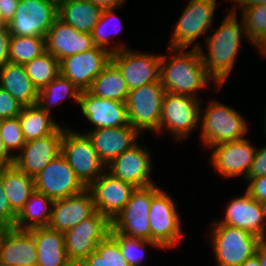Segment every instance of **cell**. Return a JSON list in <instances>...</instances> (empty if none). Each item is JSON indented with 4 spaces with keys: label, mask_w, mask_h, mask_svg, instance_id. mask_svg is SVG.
Segmentation results:
<instances>
[{
    "label": "cell",
    "mask_w": 266,
    "mask_h": 266,
    "mask_svg": "<svg viewBox=\"0 0 266 266\" xmlns=\"http://www.w3.org/2000/svg\"><path fill=\"white\" fill-rule=\"evenodd\" d=\"M236 10L234 6L231 7L214 34L207 37L208 55L202 51L199 43L192 46L193 49L199 50L206 72L218 89L223 86L225 80L229 78L228 75L233 71L242 40L241 35L244 34L243 36L247 38L242 18L240 23L237 20Z\"/></svg>",
    "instance_id": "obj_1"
},
{
    "label": "cell",
    "mask_w": 266,
    "mask_h": 266,
    "mask_svg": "<svg viewBox=\"0 0 266 266\" xmlns=\"http://www.w3.org/2000/svg\"><path fill=\"white\" fill-rule=\"evenodd\" d=\"M161 57L160 81L166 92L198 98L197 90L206 88L212 80L205 69L198 49H168ZM179 51V52H178ZM177 53V54H176ZM168 63V64H167Z\"/></svg>",
    "instance_id": "obj_2"
},
{
    "label": "cell",
    "mask_w": 266,
    "mask_h": 266,
    "mask_svg": "<svg viewBox=\"0 0 266 266\" xmlns=\"http://www.w3.org/2000/svg\"><path fill=\"white\" fill-rule=\"evenodd\" d=\"M200 111L201 140L207 148L245 138L246 120L235 109L219 101L208 102Z\"/></svg>",
    "instance_id": "obj_3"
},
{
    "label": "cell",
    "mask_w": 266,
    "mask_h": 266,
    "mask_svg": "<svg viewBox=\"0 0 266 266\" xmlns=\"http://www.w3.org/2000/svg\"><path fill=\"white\" fill-rule=\"evenodd\" d=\"M211 226V248L217 266H240L256 254L262 240L256 235L218 222L211 223Z\"/></svg>",
    "instance_id": "obj_4"
},
{
    "label": "cell",
    "mask_w": 266,
    "mask_h": 266,
    "mask_svg": "<svg viewBox=\"0 0 266 266\" xmlns=\"http://www.w3.org/2000/svg\"><path fill=\"white\" fill-rule=\"evenodd\" d=\"M61 154L86 188L108 170L85 132L80 134L65 127L61 142Z\"/></svg>",
    "instance_id": "obj_5"
},
{
    "label": "cell",
    "mask_w": 266,
    "mask_h": 266,
    "mask_svg": "<svg viewBox=\"0 0 266 266\" xmlns=\"http://www.w3.org/2000/svg\"><path fill=\"white\" fill-rule=\"evenodd\" d=\"M165 93L161 82L145 84L129 91L125 102L129 123L140 134L145 130L158 133Z\"/></svg>",
    "instance_id": "obj_6"
},
{
    "label": "cell",
    "mask_w": 266,
    "mask_h": 266,
    "mask_svg": "<svg viewBox=\"0 0 266 266\" xmlns=\"http://www.w3.org/2000/svg\"><path fill=\"white\" fill-rule=\"evenodd\" d=\"M160 190L156 184L136 188L123 210L111 222L110 232L151 241L149 221L151 200Z\"/></svg>",
    "instance_id": "obj_7"
},
{
    "label": "cell",
    "mask_w": 266,
    "mask_h": 266,
    "mask_svg": "<svg viewBox=\"0 0 266 266\" xmlns=\"http://www.w3.org/2000/svg\"><path fill=\"white\" fill-rule=\"evenodd\" d=\"M57 18L58 6L54 0H19L7 27L11 36L46 37Z\"/></svg>",
    "instance_id": "obj_8"
},
{
    "label": "cell",
    "mask_w": 266,
    "mask_h": 266,
    "mask_svg": "<svg viewBox=\"0 0 266 266\" xmlns=\"http://www.w3.org/2000/svg\"><path fill=\"white\" fill-rule=\"evenodd\" d=\"M200 98L165 93L158 132L170 131L177 139H185L200 124Z\"/></svg>",
    "instance_id": "obj_9"
},
{
    "label": "cell",
    "mask_w": 266,
    "mask_h": 266,
    "mask_svg": "<svg viewBox=\"0 0 266 266\" xmlns=\"http://www.w3.org/2000/svg\"><path fill=\"white\" fill-rule=\"evenodd\" d=\"M111 227V221L96 211L89 218L65 231L64 243L70 261L83 262L110 234Z\"/></svg>",
    "instance_id": "obj_10"
},
{
    "label": "cell",
    "mask_w": 266,
    "mask_h": 266,
    "mask_svg": "<svg viewBox=\"0 0 266 266\" xmlns=\"http://www.w3.org/2000/svg\"><path fill=\"white\" fill-rule=\"evenodd\" d=\"M216 5V0H189L175 25L168 47L188 49L193 41L211 28Z\"/></svg>",
    "instance_id": "obj_11"
},
{
    "label": "cell",
    "mask_w": 266,
    "mask_h": 266,
    "mask_svg": "<svg viewBox=\"0 0 266 266\" xmlns=\"http://www.w3.org/2000/svg\"><path fill=\"white\" fill-rule=\"evenodd\" d=\"M177 203L160 190L151 200L149 221L151 241L156 242L162 249L178 245L181 238V219Z\"/></svg>",
    "instance_id": "obj_12"
},
{
    "label": "cell",
    "mask_w": 266,
    "mask_h": 266,
    "mask_svg": "<svg viewBox=\"0 0 266 266\" xmlns=\"http://www.w3.org/2000/svg\"><path fill=\"white\" fill-rule=\"evenodd\" d=\"M34 185L37 192L53 201L86 189L61 153L34 177Z\"/></svg>",
    "instance_id": "obj_13"
},
{
    "label": "cell",
    "mask_w": 266,
    "mask_h": 266,
    "mask_svg": "<svg viewBox=\"0 0 266 266\" xmlns=\"http://www.w3.org/2000/svg\"><path fill=\"white\" fill-rule=\"evenodd\" d=\"M161 57L126 48L111 54V61L121 71L130 91L145 84L161 82Z\"/></svg>",
    "instance_id": "obj_14"
},
{
    "label": "cell",
    "mask_w": 266,
    "mask_h": 266,
    "mask_svg": "<svg viewBox=\"0 0 266 266\" xmlns=\"http://www.w3.org/2000/svg\"><path fill=\"white\" fill-rule=\"evenodd\" d=\"M111 61V53L101 47L67 56L59 61L60 74L80 91H87L94 79Z\"/></svg>",
    "instance_id": "obj_15"
},
{
    "label": "cell",
    "mask_w": 266,
    "mask_h": 266,
    "mask_svg": "<svg viewBox=\"0 0 266 266\" xmlns=\"http://www.w3.org/2000/svg\"><path fill=\"white\" fill-rule=\"evenodd\" d=\"M93 198L96 211L111 222L123 210L132 192V184L114 177L107 170L87 187Z\"/></svg>",
    "instance_id": "obj_16"
},
{
    "label": "cell",
    "mask_w": 266,
    "mask_h": 266,
    "mask_svg": "<svg viewBox=\"0 0 266 266\" xmlns=\"http://www.w3.org/2000/svg\"><path fill=\"white\" fill-rule=\"evenodd\" d=\"M63 128L60 126L48 136L25 142L21 152L15 154L14 165L26 175L35 177L61 153Z\"/></svg>",
    "instance_id": "obj_17"
},
{
    "label": "cell",
    "mask_w": 266,
    "mask_h": 266,
    "mask_svg": "<svg viewBox=\"0 0 266 266\" xmlns=\"http://www.w3.org/2000/svg\"><path fill=\"white\" fill-rule=\"evenodd\" d=\"M211 163L219 175L237 177L243 174L247 178L254 160L256 146L246 138L211 146Z\"/></svg>",
    "instance_id": "obj_18"
},
{
    "label": "cell",
    "mask_w": 266,
    "mask_h": 266,
    "mask_svg": "<svg viewBox=\"0 0 266 266\" xmlns=\"http://www.w3.org/2000/svg\"><path fill=\"white\" fill-rule=\"evenodd\" d=\"M150 151L138 142L115 158L107 167L114 177L132 184L135 188L154 185L150 178L152 170Z\"/></svg>",
    "instance_id": "obj_19"
},
{
    "label": "cell",
    "mask_w": 266,
    "mask_h": 266,
    "mask_svg": "<svg viewBox=\"0 0 266 266\" xmlns=\"http://www.w3.org/2000/svg\"><path fill=\"white\" fill-rule=\"evenodd\" d=\"M78 104L81 113L94 125V129L130 125L125 102L101 98L87 90L81 92Z\"/></svg>",
    "instance_id": "obj_20"
},
{
    "label": "cell",
    "mask_w": 266,
    "mask_h": 266,
    "mask_svg": "<svg viewBox=\"0 0 266 266\" xmlns=\"http://www.w3.org/2000/svg\"><path fill=\"white\" fill-rule=\"evenodd\" d=\"M218 223L237 227L266 239V217L263 204L253 199L245 190L244 195L235 197L227 206L225 218Z\"/></svg>",
    "instance_id": "obj_21"
},
{
    "label": "cell",
    "mask_w": 266,
    "mask_h": 266,
    "mask_svg": "<svg viewBox=\"0 0 266 266\" xmlns=\"http://www.w3.org/2000/svg\"><path fill=\"white\" fill-rule=\"evenodd\" d=\"M96 212L92 194L88 188L81 193L54 200L48 228L65 232Z\"/></svg>",
    "instance_id": "obj_22"
},
{
    "label": "cell",
    "mask_w": 266,
    "mask_h": 266,
    "mask_svg": "<svg viewBox=\"0 0 266 266\" xmlns=\"http://www.w3.org/2000/svg\"><path fill=\"white\" fill-rule=\"evenodd\" d=\"M86 134L106 167L124 151L135 145L140 137V133L132 125L91 129Z\"/></svg>",
    "instance_id": "obj_23"
},
{
    "label": "cell",
    "mask_w": 266,
    "mask_h": 266,
    "mask_svg": "<svg viewBox=\"0 0 266 266\" xmlns=\"http://www.w3.org/2000/svg\"><path fill=\"white\" fill-rule=\"evenodd\" d=\"M45 45L46 51L51 53L58 61L95 47L91 34L79 32L58 18L46 34Z\"/></svg>",
    "instance_id": "obj_24"
},
{
    "label": "cell",
    "mask_w": 266,
    "mask_h": 266,
    "mask_svg": "<svg viewBox=\"0 0 266 266\" xmlns=\"http://www.w3.org/2000/svg\"><path fill=\"white\" fill-rule=\"evenodd\" d=\"M37 248L29 230L6 226L1 244L0 266H36Z\"/></svg>",
    "instance_id": "obj_25"
},
{
    "label": "cell",
    "mask_w": 266,
    "mask_h": 266,
    "mask_svg": "<svg viewBox=\"0 0 266 266\" xmlns=\"http://www.w3.org/2000/svg\"><path fill=\"white\" fill-rule=\"evenodd\" d=\"M37 248L36 266H71L64 243V233L48 227L29 230Z\"/></svg>",
    "instance_id": "obj_26"
},
{
    "label": "cell",
    "mask_w": 266,
    "mask_h": 266,
    "mask_svg": "<svg viewBox=\"0 0 266 266\" xmlns=\"http://www.w3.org/2000/svg\"><path fill=\"white\" fill-rule=\"evenodd\" d=\"M0 87L9 92L22 106L37 104L38 90L28 77L23 64L8 62L0 67Z\"/></svg>",
    "instance_id": "obj_27"
},
{
    "label": "cell",
    "mask_w": 266,
    "mask_h": 266,
    "mask_svg": "<svg viewBox=\"0 0 266 266\" xmlns=\"http://www.w3.org/2000/svg\"><path fill=\"white\" fill-rule=\"evenodd\" d=\"M102 11L89 0H71L58 6V19L79 32L91 34Z\"/></svg>",
    "instance_id": "obj_28"
},
{
    "label": "cell",
    "mask_w": 266,
    "mask_h": 266,
    "mask_svg": "<svg viewBox=\"0 0 266 266\" xmlns=\"http://www.w3.org/2000/svg\"><path fill=\"white\" fill-rule=\"evenodd\" d=\"M2 183L10 207L18 215L35 191L34 177L13 165L2 168Z\"/></svg>",
    "instance_id": "obj_29"
},
{
    "label": "cell",
    "mask_w": 266,
    "mask_h": 266,
    "mask_svg": "<svg viewBox=\"0 0 266 266\" xmlns=\"http://www.w3.org/2000/svg\"><path fill=\"white\" fill-rule=\"evenodd\" d=\"M53 203L52 199L35 190L17 215L14 227L21 230L47 227L51 218Z\"/></svg>",
    "instance_id": "obj_30"
},
{
    "label": "cell",
    "mask_w": 266,
    "mask_h": 266,
    "mask_svg": "<svg viewBox=\"0 0 266 266\" xmlns=\"http://www.w3.org/2000/svg\"><path fill=\"white\" fill-rule=\"evenodd\" d=\"M89 91L101 98L126 102L129 88L119 68L110 61L94 79Z\"/></svg>",
    "instance_id": "obj_31"
},
{
    "label": "cell",
    "mask_w": 266,
    "mask_h": 266,
    "mask_svg": "<svg viewBox=\"0 0 266 266\" xmlns=\"http://www.w3.org/2000/svg\"><path fill=\"white\" fill-rule=\"evenodd\" d=\"M18 117L26 142L48 136L60 127L50 113L41 109L37 104L23 106Z\"/></svg>",
    "instance_id": "obj_32"
},
{
    "label": "cell",
    "mask_w": 266,
    "mask_h": 266,
    "mask_svg": "<svg viewBox=\"0 0 266 266\" xmlns=\"http://www.w3.org/2000/svg\"><path fill=\"white\" fill-rule=\"evenodd\" d=\"M81 92L71 81L59 74L53 81L38 90L37 105L51 113L50 106L59 104L67 95L78 103Z\"/></svg>",
    "instance_id": "obj_33"
},
{
    "label": "cell",
    "mask_w": 266,
    "mask_h": 266,
    "mask_svg": "<svg viewBox=\"0 0 266 266\" xmlns=\"http://www.w3.org/2000/svg\"><path fill=\"white\" fill-rule=\"evenodd\" d=\"M24 67L37 90L45 87L60 74L59 61L48 51L26 62Z\"/></svg>",
    "instance_id": "obj_34"
},
{
    "label": "cell",
    "mask_w": 266,
    "mask_h": 266,
    "mask_svg": "<svg viewBox=\"0 0 266 266\" xmlns=\"http://www.w3.org/2000/svg\"><path fill=\"white\" fill-rule=\"evenodd\" d=\"M45 51V37L11 36L9 43V61L24 65Z\"/></svg>",
    "instance_id": "obj_35"
},
{
    "label": "cell",
    "mask_w": 266,
    "mask_h": 266,
    "mask_svg": "<svg viewBox=\"0 0 266 266\" xmlns=\"http://www.w3.org/2000/svg\"><path fill=\"white\" fill-rule=\"evenodd\" d=\"M86 266H130L118 243L108 235L83 262Z\"/></svg>",
    "instance_id": "obj_36"
},
{
    "label": "cell",
    "mask_w": 266,
    "mask_h": 266,
    "mask_svg": "<svg viewBox=\"0 0 266 266\" xmlns=\"http://www.w3.org/2000/svg\"><path fill=\"white\" fill-rule=\"evenodd\" d=\"M119 245L123 257L130 266H143L145 246L162 249L156 242L126 236L119 232H110L109 234Z\"/></svg>",
    "instance_id": "obj_37"
},
{
    "label": "cell",
    "mask_w": 266,
    "mask_h": 266,
    "mask_svg": "<svg viewBox=\"0 0 266 266\" xmlns=\"http://www.w3.org/2000/svg\"><path fill=\"white\" fill-rule=\"evenodd\" d=\"M240 10L246 37L255 45L266 34V5L248 6Z\"/></svg>",
    "instance_id": "obj_38"
},
{
    "label": "cell",
    "mask_w": 266,
    "mask_h": 266,
    "mask_svg": "<svg viewBox=\"0 0 266 266\" xmlns=\"http://www.w3.org/2000/svg\"><path fill=\"white\" fill-rule=\"evenodd\" d=\"M114 8L112 9H105L102 11V14L99 18V21L96 23V25L93 27V30L91 32L92 40L94 43V46L101 47L106 50H108L111 54L118 52L121 49H126V47L123 45H116V46H110L112 37H110L107 32V27L109 26L112 19L118 20L117 15L114 13ZM117 22V21H115ZM118 23V22H117ZM108 24V26H107ZM116 24H114L115 26ZM118 26V25H117ZM122 27L120 26L118 29L120 30ZM118 30V32H119ZM117 32V31H116ZM109 46V48H108ZM111 47V48H110ZM108 48V49H107Z\"/></svg>",
    "instance_id": "obj_39"
},
{
    "label": "cell",
    "mask_w": 266,
    "mask_h": 266,
    "mask_svg": "<svg viewBox=\"0 0 266 266\" xmlns=\"http://www.w3.org/2000/svg\"><path fill=\"white\" fill-rule=\"evenodd\" d=\"M0 130L6 150L14 158L15 155L10 153L12 150H19L25 145L19 117L0 120Z\"/></svg>",
    "instance_id": "obj_40"
},
{
    "label": "cell",
    "mask_w": 266,
    "mask_h": 266,
    "mask_svg": "<svg viewBox=\"0 0 266 266\" xmlns=\"http://www.w3.org/2000/svg\"><path fill=\"white\" fill-rule=\"evenodd\" d=\"M23 106L0 87V120L18 117Z\"/></svg>",
    "instance_id": "obj_41"
},
{
    "label": "cell",
    "mask_w": 266,
    "mask_h": 266,
    "mask_svg": "<svg viewBox=\"0 0 266 266\" xmlns=\"http://www.w3.org/2000/svg\"><path fill=\"white\" fill-rule=\"evenodd\" d=\"M17 220V214L12 210L6 197L2 183V168H0V225L14 227Z\"/></svg>",
    "instance_id": "obj_42"
},
{
    "label": "cell",
    "mask_w": 266,
    "mask_h": 266,
    "mask_svg": "<svg viewBox=\"0 0 266 266\" xmlns=\"http://www.w3.org/2000/svg\"><path fill=\"white\" fill-rule=\"evenodd\" d=\"M266 175V146L256 149L246 181L250 178Z\"/></svg>",
    "instance_id": "obj_43"
},
{
    "label": "cell",
    "mask_w": 266,
    "mask_h": 266,
    "mask_svg": "<svg viewBox=\"0 0 266 266\" xmlns=\"http://www.w3.org/2000/svg\"><path fill=\"white\" fill-rule=\"evenodd\" d=\"M246 191L260 203L266 202V175L250 178Z\"/></svg>",
    "instance_id": "obj_44"
},
{
    "label": "cell",
    "mask_w": 266,
    "mask_h": 266,
    "mask_svg": "<svg viewBox=\"0 0 266 266\" xmlns=\"http://www.w3.org/2000/svg\"><path fill=\"white\" fill-rule=\"evenodd\" d=\"M19 0H0V19L7 25L13 19Z\"/></svg>",
    "instance_id": "obj_45"
},
{
    "label": "cell",
    "mask_w": 266,
    "mask_h": 266,
    "mask_svg": "<svg viewBox=\"0 0 266 266\" xmlns=\"http://www.w3.org/2000/svg\"><path fill=\"white\" fill-rule=\"evenodd\" d=\"M11 34L9 30L0 31V67H3L9 61V43Z\"/></svg>",
    "instance_id": "obj_46"
},
{
    "label": "cell",
    "mask_w": 266,
    "mask_h": 266,
    "mask_svg": "<svg viewBox=\"0 0 266 266\" xmlns=\"http://www.w3.org/2000/svg\"><path fill=\"white\" fill-rule=\"evenodd\" d=\"M14 165V157L6 150L0 130V168L10 167Z\"/></svg>",
    "instance_id": "obj_47"
},
{
    "label": "cell",
    "mask_w": 266,
    "mask_h": 266,
    "mask_svg": "<svg viewBox=\"0 0 266 266\" xmlns=\"http://www.w3.org/2000/svg\"><path fill=\"white\" fill-rule=\"evenodd\" d=\"M102 10L105 9H117L124 4L125 0H89Z\"/></svg>",
    "instance_id": "obj_48"
},
{
    "label": "cell",
    "mask_w": 266,
    "mask_h": 266,
    "mask_svg": "<svg viewBox=\"0 0 266 266\" xmlns=\"http://www.w3.org/2000/svg\"><path fill=\"white\" fill-rule=\"evenodd\" d=\"M255 255L258 257L260 265L266 266V239L259 242Z\"/></svg>",
    "instance_id": "obj_49"
},
{
    "label": "cell",
    "mask_w": 266,
    "mask_h": 266,
    "mask_svg": "<svg viewBox=\"0 0 266 266\" xmlns=\"http://www.w3.org/2000/svg\"><path fill=\"white\" fill-rule=\"evenodd\" d=\"M230 1L233 2L234 4L237 3L238 8H240L239 6H241V9L244 7L254 6L259 4L266 5V0H230Z\"/></svg>",
    "instance_id": "obj_50"
},
{
    "label": "cell",
    "mask_w": 266,
    "mask_h": 266,
    "mask_svg": "<svg viewBox=\"0 0 266 266\" xmlns=\"http://www.w3.org/2000/svg\"><path fill=\"white\" fill-rule=\"evenodd\" d=\"M261 55L266 56V34L254 45Z\"/></svg>",
    "instance_id": "obj_51"
},
{
    "label": "cell",
    "mask_w": 266,
    "mask_h": 266,
    "mask_svg": "<svg viewBox=\"0 0 266 266\" xmlns=\"http://www.w3.org/2000/svg\"><path fill=\"white\" fill-rule=\"evenodd\" d=\"M240 266H261L260 261L256 255L244 261Z\"/></svg>",
    "instance_id": "obj_52"
},
{
    "label": "cell",
    "mask_w": 266,
    "mask_h": 266,
    "mask_svg": "<svg viewBox=\"0 0 266 266\" xmlns=\"http://www.w3.org/2000/svg\"><path fill=\"white\" fill-rule=\"evenodd\" d=\"M5 233H6V226L0 225V252H1V244H2Z\"/></svg>",
    "instance_id": "obj_53"
},
{
    "label": "cell",
    "mask_w": 266,
    "mask_h": 266,
    "mask_svg": "<svg viewBox=\"0 0 266 266\" xmlns=\"http://www.w3.org/2000/svg\"><path fill=\"white\" fill-rule=\"evenodd\" d=\"M7 29H8L7 24L3 20L0 19V31L7 30Z\"/></svg>",
    "instance_id": "obj_54"
},
{
    "label": "cell",
    "mask_w": 266,
    "mask_h": 266,
    "mask_svg": "<svg viewBox=\"0 0 266 266\" xmlns=\"http://www.w3.org/2000/svg\"><path fill=\"white\" fill-rule=\"evenodd\" d=\"M71 1V0H54V2L57 4V6L61 5L64 2Z\"/></svg>",
    "instance_id": "obj_55"
},
{
    "label": "cell",
    "mask_w": 266,
    "mask_h": 266,
    "mask_svg": "<svg viewBox=\"0 0 266 266\" xmlns=\"http://www.w3.org/2000/svg\"><path fill=\"white\" fill-rule=\"evenodd\" d=\"M71 266H86V265H84L82 262H74L71 263Z\"/></svg>",
    "instance_id": "obj_56"
},
{
    "label": "cell",
    "mask_w": 266,
    "mask_h": 266,
    "mask_svg": "<svg viewBox=\"0 0 266 266\" xmlns=\"http://www.w3.org/2000/svg\"><path fill=\"white\" fill-rule=\"evenodd\" d=\"M263 204V208H264V213H265V217H266V202L262 203Z\"/></svg>",
    "instance_id": "obj_57"
},
{
    "label": "cell",
    "mask_w": 266,
    "mask_h": 266,
    "mask_svg": "<svg viewBox=\"0 0 266 266\" xmlns=\"http://www.w3.org/2000/svg\"><path fill=\"white\" fill-rule=\"evenodd\" d=\"M264 125H265V136H266V112H265V121H264Z\"/></svg>",
    "instance_id": "obj_58"
}]
</instances>
